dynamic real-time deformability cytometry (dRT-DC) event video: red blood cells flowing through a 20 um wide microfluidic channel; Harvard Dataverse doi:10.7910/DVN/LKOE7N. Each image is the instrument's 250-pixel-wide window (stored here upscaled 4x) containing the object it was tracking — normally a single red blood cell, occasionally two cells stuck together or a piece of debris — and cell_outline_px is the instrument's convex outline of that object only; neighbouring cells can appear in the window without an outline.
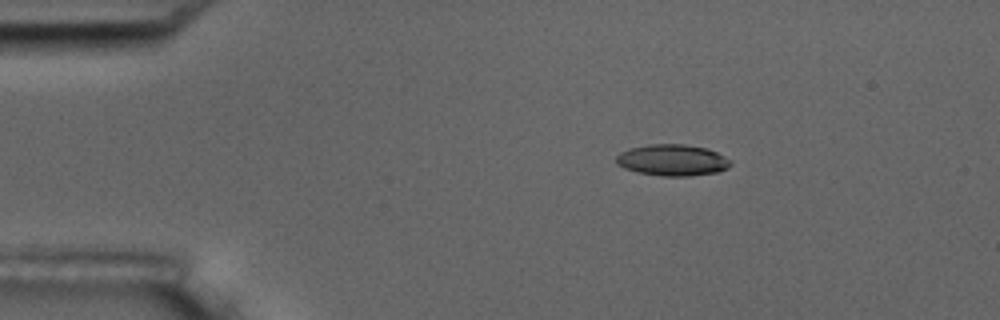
{"species": "common noctule bat (a hibernating species)", "species_latin": "Nyctalus noctula", "temperature_condition": "room temperature", "stored_images_in_passage": 4, "segment_of_instrument_passage": [1, 2], "camera_frame_rate_fps": 3000, "um_per_image_px": 0.085, "animal": {"sex": "male", "body_mass_g": 17.5, "forearm_length_mm": 52.3}, "frame": {"image": 1, "passage_image": 1, "time_ms": 0.0, "image_size_px": [1000, 320], "cell_outline_px": [[732, 164], [728, 168], [720, 172], [688, 176], [664, 176], [636, 172], [624, 168], [616, 164], [616, 156], [620, 152], [628, 148], [648, 144], [684, 144], [708, 148], [732, 160]], "centroid_in_image_um": [57.16, 13.61], "position_along_channel_um": 27.8, "area_um2": 21.21}}